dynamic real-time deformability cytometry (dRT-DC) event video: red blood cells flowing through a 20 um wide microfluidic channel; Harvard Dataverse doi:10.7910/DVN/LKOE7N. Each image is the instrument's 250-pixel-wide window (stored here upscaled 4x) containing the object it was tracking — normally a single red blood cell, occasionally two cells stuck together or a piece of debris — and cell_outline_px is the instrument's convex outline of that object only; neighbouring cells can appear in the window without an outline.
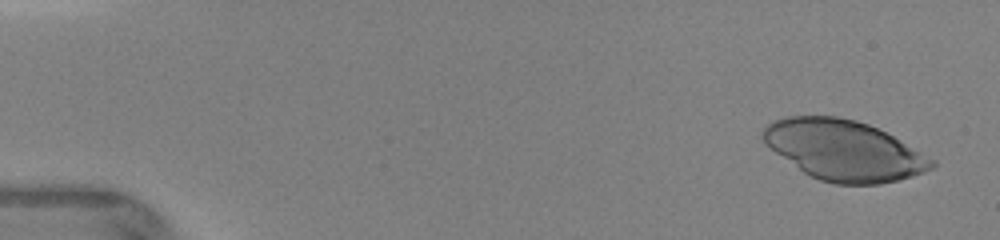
{"species": "human", "species_latin": "Homo sapiens", "temperature_condition": "warm", "stored_images_in_passage": 6, "camera_frame_rate_fps": 3000, "um_per_image_px": 0.085, "donor": {"sex": "female"}, "frame": {"image": 1, "passage_image": 1, "time_ms": 0.0, "image_size_px": [1000, 240], "cell_outline_px": [[936, 164], [932, 168], [924, 172], [912, 176], [880, 184], [836, 184], [820, 180], [804, 172], [776, 152], [760, 136], [764, 128], [772, 120], [784, 116], [836, 116], [856, 120], [868, 124], [892, 136], [936, 160]], "centroid_in_image_um": [71.73, 12.77], "position_along_channel_um": 13.3, "area_um2": 58.61}}